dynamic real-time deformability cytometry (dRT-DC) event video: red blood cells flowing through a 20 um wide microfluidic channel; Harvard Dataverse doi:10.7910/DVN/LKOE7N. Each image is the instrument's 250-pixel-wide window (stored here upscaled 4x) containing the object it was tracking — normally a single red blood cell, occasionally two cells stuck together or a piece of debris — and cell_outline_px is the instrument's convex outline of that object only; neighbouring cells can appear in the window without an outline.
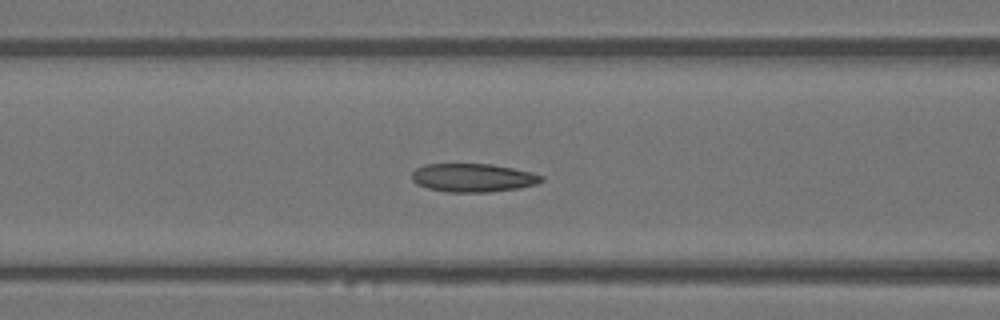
{"species": "Egyptian fruit bat (a non-hibernating species)", "species_latin": "Rousettus aegyptiacus", "temperature_condition": "warm", "stored_images_in_passage": 48, "camera_frame_rate_fps": 3000, "um_per_image_px": 0.085, "animal": {"sex": "female"}, "frame": {"image": 1, "passage_image": 19, "time_ms": 6.0, "image_size_px": [1000, 320], "cell_outline_px": [[544, 180], [536, 184], [520, 188], [492, 192], [448, 192], [428, 188], [416, 184], [412, 180], [412, 172], [416, 168], [424, 164], [492, 164], [532, 172], [544, 176]], "centroid_in_image_um": [40.22, 15.11], "position_along_channel_um": 126.4, "area_um2": 21.62}}
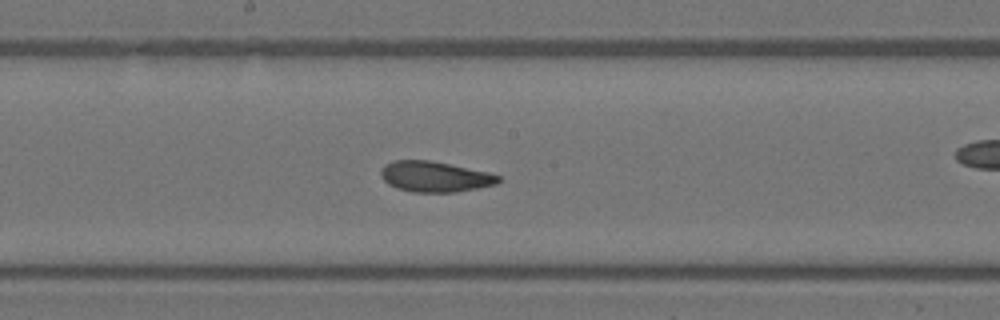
{"frame": {"image": 2, "passage_image": 25, "time_ms": 8.0, "image_size_px": [1000, 320], "cell_outline_px": [[500, 180], [496, 184], [456, 192], [412, 192], [396, 188], [388, 184], [380, 176], [380, 172], [392, 160], [428, 160], [488, 172], [500, 176]], "centroid_in_image_um": [36.94, 15.02], "position_along_channel_um": 211.3, "area_um2": 20.69}}
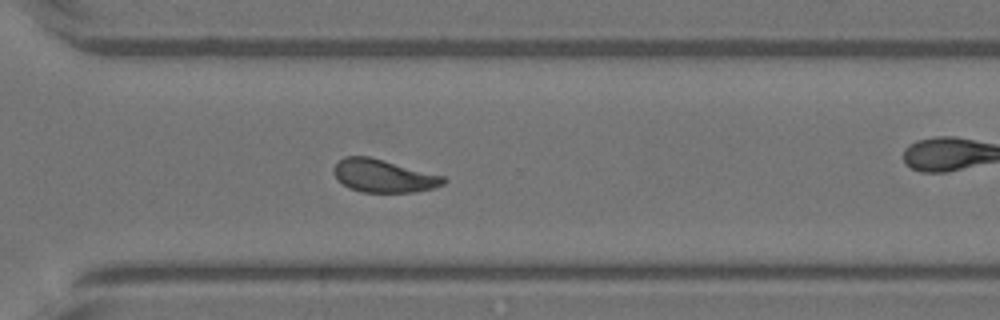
{"frame": {"image": 3, "passage_image": 34, "time_ms": 11.0, "image_size_px": [1000, 320], "cell_outline_px": [[448, 180], [444, 184], [432, 188], [412, 192], [360, 192], [348, 188], [336, 180], [336, 164], [344, 156], [368, 156], [444, 176]], "centroid_in_image_um": [32.6, 14.96], "position_along_channel_um": 338.0, "area_um2": 20.81}}